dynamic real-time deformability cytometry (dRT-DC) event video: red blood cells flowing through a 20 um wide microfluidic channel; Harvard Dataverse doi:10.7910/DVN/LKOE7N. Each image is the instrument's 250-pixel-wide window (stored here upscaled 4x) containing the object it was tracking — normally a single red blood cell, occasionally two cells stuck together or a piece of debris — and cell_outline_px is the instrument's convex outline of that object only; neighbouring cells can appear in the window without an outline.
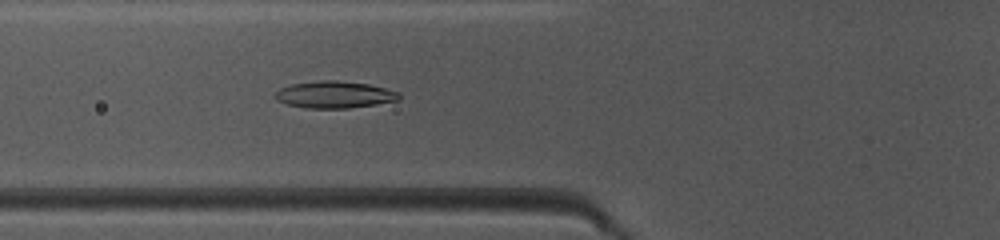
{"species": "common noctule bat (a hibernating species)", "species_latin": "Nyctalus noctula", "temperature_condition": "warm", "stored_images_in_passage": 8, "camera_frame_rate_fps": 3000, "um_per_image_px": 0.085, "animal": {"sex": "female", "body_mass_g": 10.0, "forearm_length_mm": 53.1}, "frame": {"image": 1, "passage_image": 6, "time_ms": 1.667, "image_size_px": [1000, 240], "cell_outline_px": [[400, 100], [376, 104], [348, 108], [304, 108], [288, 104], [276, 100], [276, 92], [280, 88], [292, 84], [320, 80], [336, 80], [368, 84], [400, 92]], "centroid_in_image_um": [28.45, 8.04], "position_along_channel_um": 97.4, "area_um2": 19.36}}